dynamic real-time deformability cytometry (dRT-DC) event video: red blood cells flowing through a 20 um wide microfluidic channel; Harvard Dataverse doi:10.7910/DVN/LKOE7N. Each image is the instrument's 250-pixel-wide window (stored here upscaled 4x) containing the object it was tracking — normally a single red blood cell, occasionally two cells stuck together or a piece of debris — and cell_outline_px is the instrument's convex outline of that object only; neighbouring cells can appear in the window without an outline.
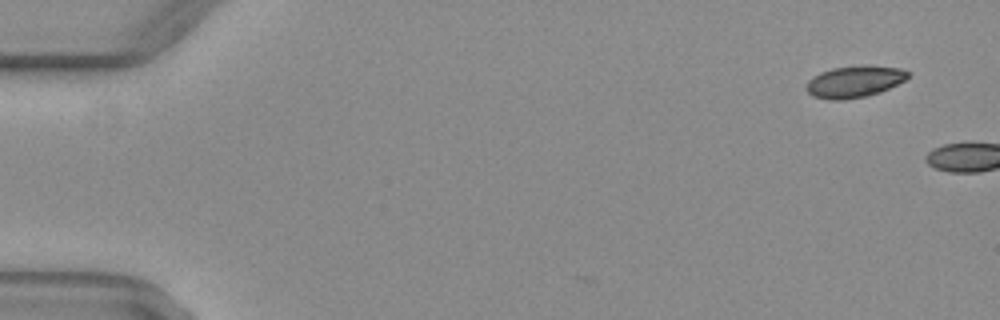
{"species": "common noctule bat (a hibernating species)", "species_latin": "Nyctalus noctula", "temperature_condition": "warm", "stored_images_in_passage": 3, "camera_frame_rate_fps": 3000, "um_per_image_px": 0.085, "animal": {"sex": "female", "body_mass_g": 29.2, "forearm_length_mm": 56.3}, "frame": {"image": 1, "passage_image": 1, "time_ms": 0.0, "image_size_px": [1000, 320], "cell_outline_px": [[908, 76], [904, 80], [880, 92], [868, 96], [840, 100], [832, 100], [812, 96], [804, 88], [808, 80], [812, 76], [820, 72], [832, 68], [864, 64], [900, 68], [908, 72]], "centroid_in_image_um": [72.57, 6.93], "position_along_channel_um": 12.4, "area_um2": 18.9}}